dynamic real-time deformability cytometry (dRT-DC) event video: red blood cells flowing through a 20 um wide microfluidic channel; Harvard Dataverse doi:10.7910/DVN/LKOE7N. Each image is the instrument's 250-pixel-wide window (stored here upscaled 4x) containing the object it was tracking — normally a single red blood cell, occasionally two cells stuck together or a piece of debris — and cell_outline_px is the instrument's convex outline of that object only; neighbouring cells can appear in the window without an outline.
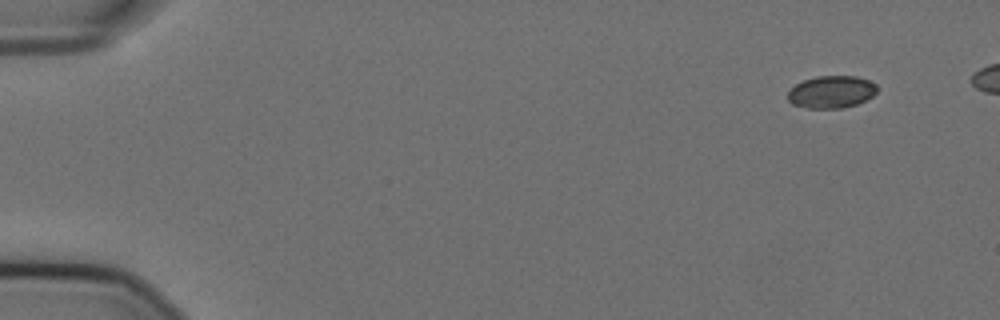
{"species": "Egyptian fruit bat (a non-hibernating species)", "species_latin": "Rousettus aegyptiacus", "temperature_condition": "cold", "stored_images_in_passage": 50, "camera_frame_rate_fps": 3000, "um_per_image_px": 0.085, "animal": {"sex": "female"}, "frame": {"image": 1, "passage_image": 1, "time_ms": 0.0, "image_size_px": [1000, 320], "cell_outline_px": [[876, 92], [872, 96], [856, 104], [844, 108], [808, 108], [792, 104], [788, 100], [788, 92], [796, 84], [804, 80], [816, 76], [856, 76], [868, 80], [876, 84]], "centroid_in_image_um": [70.66, 7.81], "position_along_channel_um": 14.3, "area_um2": 16.7}}
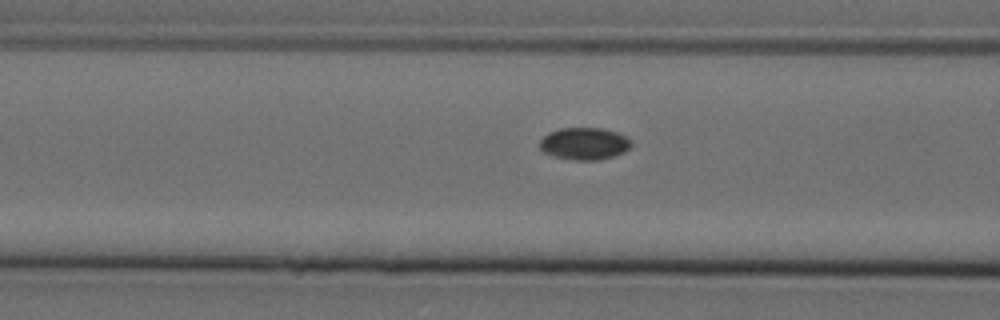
{"frame": {"image": 2, "passage_image": 20, "time_ms": 6.333, "image_size_px": [1000, 320], "cell_outline_px": [[632, 144], [624, 152], [600, 160], [572, 160], [556, 156], [544, 152], [540, 148], [540, 140], [548, 132], [560, 128], [604, 128], [616, 132], [632, 140]], "centroid_in_image_um": [49.67, 12.2], "position_along_channel_um": 116.9, "area_um2": 17.11}}
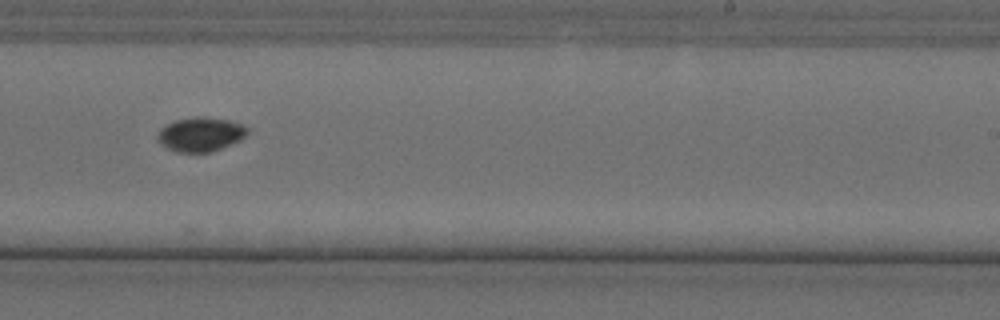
{"frame": {"image": 3, "passage_image": 33, "time_ms": 10.667, "image_size_px": [1000, 320], "cell_outline_px": [[248, 132], [240, 140], [220, 148], [208, 152], [176, 152], [160, 144], [156, 136], [160, 128], [176, 120], [200, 116], [228, 120], [244, 124], [248, 128]], "centroid_in_image_um": [17.04, 11.41], "position_along_channel_um": 272.0, "area_um2": 17.74}}